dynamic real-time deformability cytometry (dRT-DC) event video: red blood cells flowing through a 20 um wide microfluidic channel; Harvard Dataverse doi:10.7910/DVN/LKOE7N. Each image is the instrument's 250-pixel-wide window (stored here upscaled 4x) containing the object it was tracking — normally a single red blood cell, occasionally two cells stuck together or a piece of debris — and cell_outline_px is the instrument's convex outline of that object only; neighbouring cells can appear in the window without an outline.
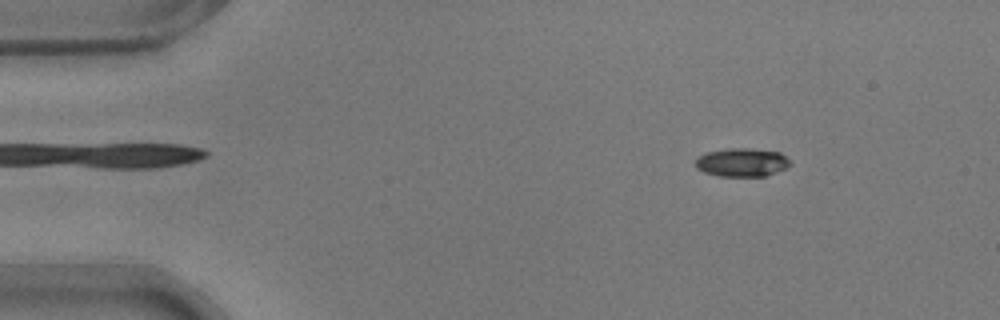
{"species": "common noctule bat (a hibernating species)", "species_latin": "Nyctalus noctula", "temperature_condition": "warm", "stored_images_in_passage": 54, "camera_frame_rate_fps": 3000, "um_per_image_px": 0.085, "animal": {"sex": "male", "body_mass_g": 17.9}, "frame": {"image": 1, "passage_image": 7, "time_ms": 2.0, "image_size_px": [1000, 320], "cell_outline_px": [[792, 164], [784, 168], [764, 176], [720, 176], [704, 172], [696, 168], [696, 156], [708, 152], [728, 148], [748, 148], [780, 152]], "centroid_in_image_um": [63.02, 13.79], "position_along_channel_um": 22.0, "area_um2": 15.55}}
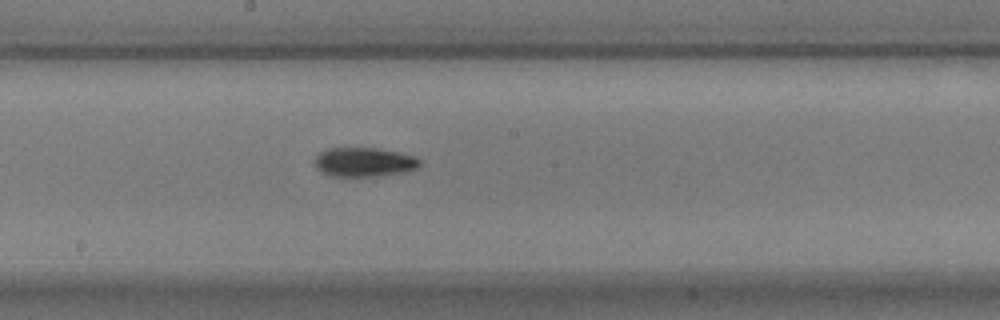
{"frame": {"image": 2, "passage_image": 29, "time_ms": 9.333, "image_size_px": [1000, 320], "cell_outline_px": [[420, 164], [416, 168], [404, 172], [372, 176], [332, 176], [320, 172], [316, 168], [316, 156], [320, 152], [328, 148], [376, 148], [416, 156], [420, 160]], "centroid_in_image_um": [30.93, 13.77], "position_along_channel_um": 217.3, "area_um2": 17.69}}
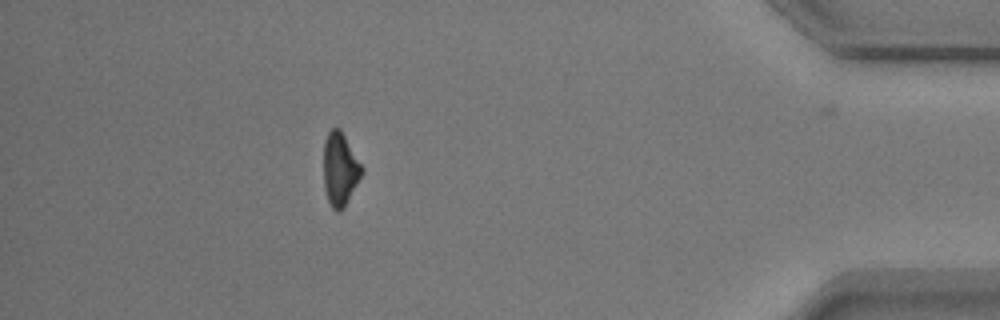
{"frame": {"image": 3, "passage_image": 48, "time_ms": 15.667, "image_size_px": [1000, 320], "cell_outline_px": [[364, 168], [344, 208], [340, 212], [336, 212], [332, 208], [328, 200], [324, 188], [324, 140], [328, 132], [332, 128], [340, 128]], "centroid_in_image_um": [28.89, 14.37], "position_along_channel_um": 406.3, "area_um2": 16.18}, "authors_computed_cell_mechanics": {"area_um2": 16.5886, "velocity_mm_per_s": 3.7538, "shape_relaxation_time_tau1_ms": 5.3069, "shape_relaxation_time_tau2_ms": null, "deformation_change_tau1": 0.1559, "deformation_change_tau2": null}}